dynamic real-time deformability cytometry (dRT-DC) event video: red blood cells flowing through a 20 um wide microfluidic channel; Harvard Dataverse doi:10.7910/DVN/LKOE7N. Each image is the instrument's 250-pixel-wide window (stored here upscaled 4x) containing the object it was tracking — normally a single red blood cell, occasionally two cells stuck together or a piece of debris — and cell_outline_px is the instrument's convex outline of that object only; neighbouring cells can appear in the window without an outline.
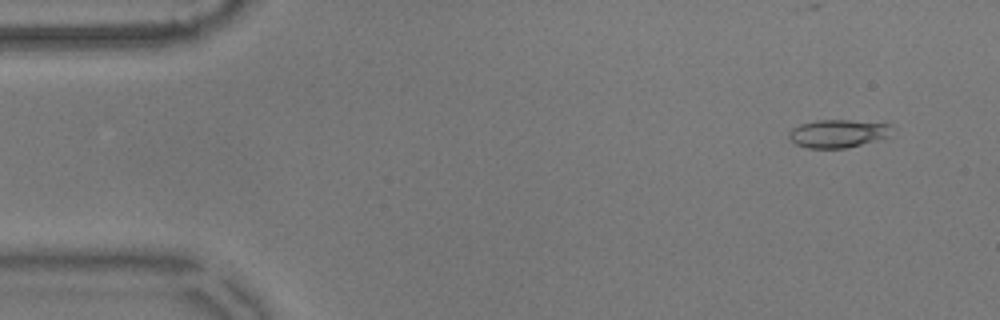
{"species": "common noctule bat (a hibernating species)", "species_latin": "Nyctalus noctula", "temperature_condition": "warm", "stored_images_in_passage": 43, "camera_frame_rate_fps": 3000, "um_per_image_px": 0.085, "animal": {"sex": "male", "body_mass_g": 17.9}, "frame": {"image": 1, "passage_image": 4, "time_ms": 1.0, "image_size_px": [1000, 320], "cell_outline_px": [[888, 136], [860, 144], [844, 148], [808, 148], [796, 144], [788, 136], [788, 132], [792, 128], [800, 124], [816, 120], [848, 120], [888, 124]], "centroid_in_image_um": [71.11, 11.34], "position_along_channel_um": 13.9, "area_um2": 16.3}}
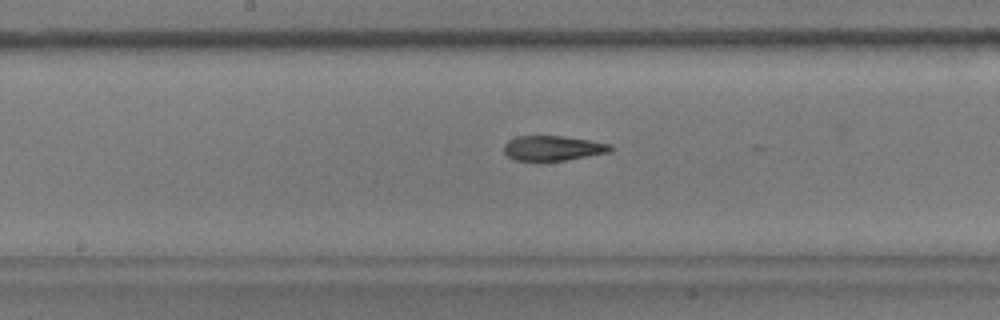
{"frame": {"image": 2, "passage_image": 28, "time_ms": 9.0, "image_size_px": [1000, 320], "cell_outline_px": [[612, 148], [608, 152], [564, 160], [536, 164], [512, 160], [504, 152], [504, 144], [508, 140], [516, 136], [564, 136], [612, 144]], "centroid_in_image_um": [46.89, 12.63], "position_along_channel_um": 201.3, "area_um2": 16.01}}
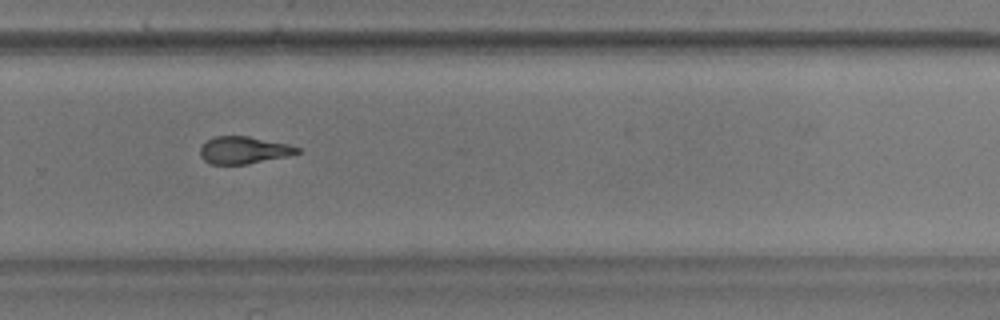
{"frame": {"image": 3, "passage_image": 37, "time_ms": 12.0, "image_size_px": [1000, 320], "cell_outline_px": [[300, 152], [288, 156], [248, 164], [212, 164], [204, 160], [200, 156], [200, 148], [208, 140], [216, 136], [248, 136], [288, 144], [300, 148]], "centroid_in_image_um": [20.73, 12.76], "position_along_channel_um": 309.1, "area_um2": 15.32}}